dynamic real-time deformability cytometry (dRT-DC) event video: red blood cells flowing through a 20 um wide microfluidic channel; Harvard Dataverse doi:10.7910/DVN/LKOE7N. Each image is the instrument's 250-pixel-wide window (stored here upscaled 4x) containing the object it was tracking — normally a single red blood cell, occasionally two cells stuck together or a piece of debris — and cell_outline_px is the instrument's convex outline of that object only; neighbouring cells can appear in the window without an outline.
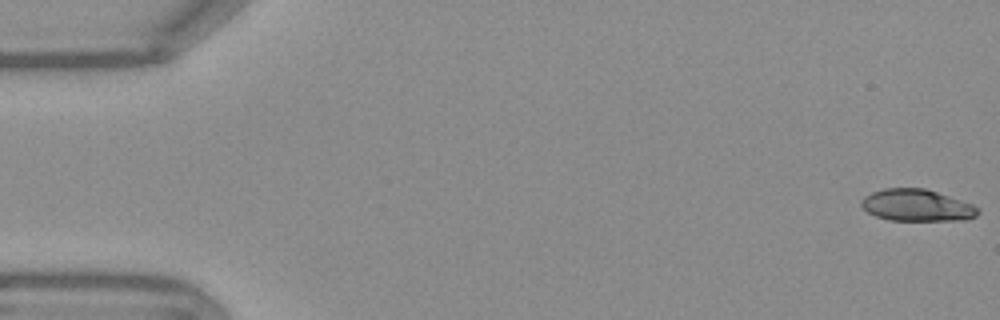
{"species": "Egyptian fruit bat (a non-hibernating species)", "species_latin": "Rousettus aegyptiacus", "temperature_condition": "warm", "stored_images_in_passage": 54, "camera_frame_rate_fps": 3000, "um_per_image_px": 0.085, "frame": {"image": 1, "passage_image": 1, "time_ms": 0.0, "image_size_px": [1000, 320], "cell_outline_px": [[980, 212], [976, 216], [964, 220], [888, 220], [876, 216], [868, 212], [860, 204], [860, 200], [864, 196], [872, 192], [884, 188], [924, 188], [972, 204], [980, 208]], "centroid_in_image_um": [77.92, 17.45], "position_along_channel_um": 7.1, "area_um2": 21.56}}
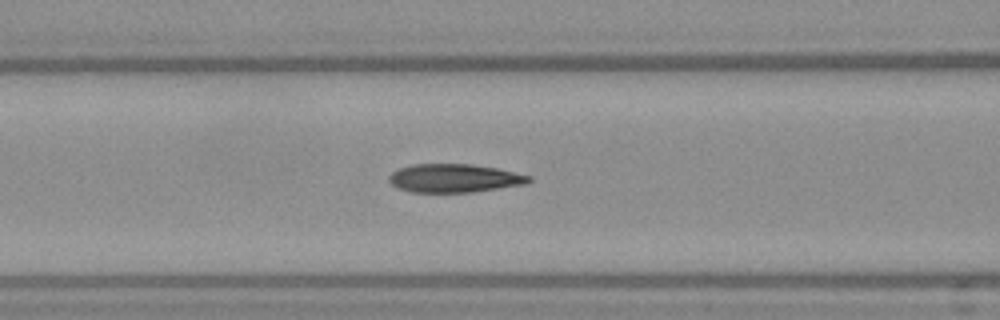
{"frame": {"image": 2, "passage_image": 22, "time_ms": 7.0, "image_size_px": [1000, 320], "cell_outline_px": [[532, 180], [528, 184], [472, 192], [412, 192], [400, 188], [392, 184], [388, 180], [388, 176], [392, 172], [400, 168], [412, 164], [472, 164], [496, 168], [532, 176]], "centroid_in_image_um": [38.65, 15.14], "position_along_channel_um": 128.0, "area_um2": 23.18}}
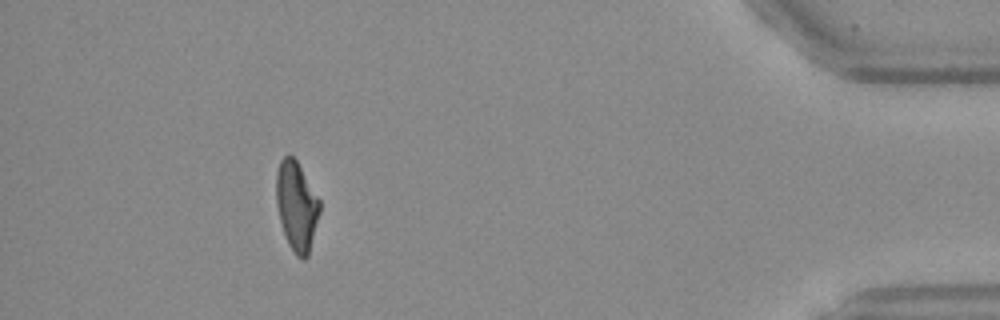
{"frame": {"image": 3, "passage_image": 49, "time_ms": 16.0, "image_size_px": [1000, 320], "cell_outline_px": [[320, 212], [308, 256], [304, 260], [296, 256], [288, 244], [280, 220], [276, 204], [276, 172], [280, 160], [288, 152], [296, 160], [320, 200]], "centroid_in_image_um": [25.2, 17.5], "position_along_channel_um": 410.0, "area_um2": 22.6}, "authors_computed_cell_mechanics": {"area_um2": 23.12, "velocity_mm_per_s": 3.7825, "shape_relaxation_time_tau1_ms": 6.6477, "shape_relaxation_time_tau2_ms": 1.9907, "deformation_change_tau1": 0.2215, "deformation_change_tau2": 0.0957}}